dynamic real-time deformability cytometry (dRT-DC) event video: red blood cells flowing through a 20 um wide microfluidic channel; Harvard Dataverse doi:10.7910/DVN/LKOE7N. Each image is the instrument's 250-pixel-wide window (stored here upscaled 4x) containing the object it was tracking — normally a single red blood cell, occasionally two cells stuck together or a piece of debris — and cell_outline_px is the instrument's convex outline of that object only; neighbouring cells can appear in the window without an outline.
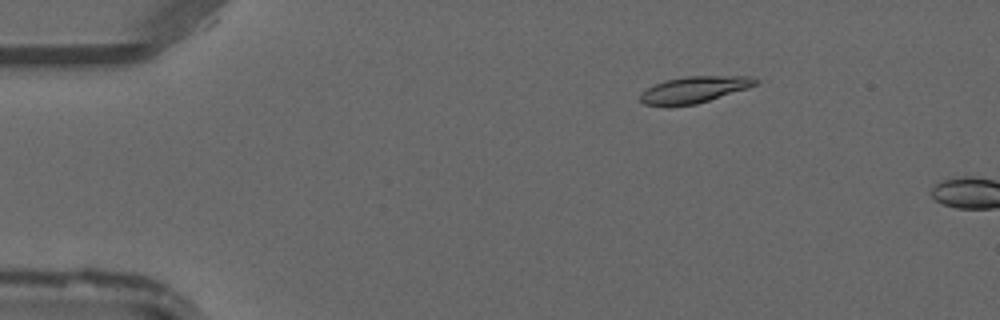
{"species": "common noctule bat (a hibernating species)", "species_latin": "Nyctalus noctula", "temperature_condition": "warm", "stored_images_in_passage": 5, "camera_frame_rate_fps": 3000, "um_per_image_px": 0.085, "animal": {"sex": "male", "forearm_length_mm": 52.5}, "frame": {"image": 1, "passage_image": 3, "time_ms": 0.667, "image_size_px": [1000, 320], "cell_outline_px": [[760, 80], [756, 84], [748, 88], [696, 104], [668, 108], [644, 104], [640, 100], [640, 96], [648, 88], [664, 80], [684, 76], [752, 76]], "centroid_in_image_um": [59.0, 7.64], "position_along_channel_um": 26.0, "area_um2": 18.03}}